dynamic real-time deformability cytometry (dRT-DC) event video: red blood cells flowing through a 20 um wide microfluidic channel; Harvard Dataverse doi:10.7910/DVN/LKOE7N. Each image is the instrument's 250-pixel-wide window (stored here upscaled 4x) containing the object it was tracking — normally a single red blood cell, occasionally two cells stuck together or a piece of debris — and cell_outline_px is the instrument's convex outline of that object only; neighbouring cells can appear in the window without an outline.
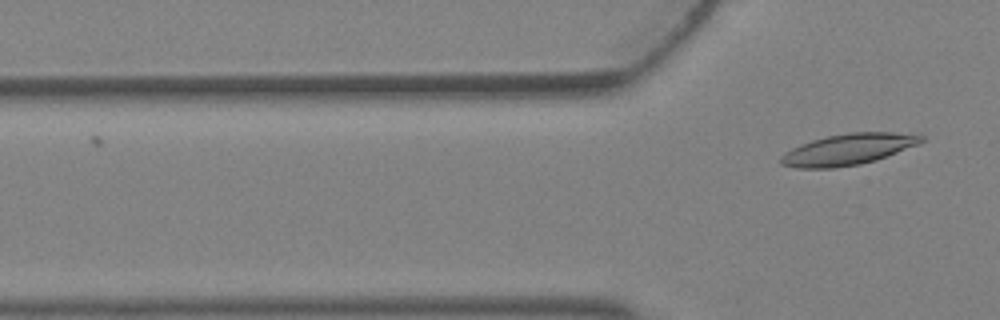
{"species": "Egyptian fruit bat (a non-hibernating species)", "species_latin": "Rousettus aegyptiacus", "temperature_condition": "warm", "stored_images_in_passage": 3, "camera_frame_rate_fps": 3000, "um_per_image_px": 0.085, "animal": {"sex": "female"}, "frame": {"image": 1, "passage_image": 3, "time_ms": 0.667, "image_size_px": [1000, 320], "cell_outline_px": [[924, 140], [916, 144], [876, 160], [860, 164], [832, 168], [796, 168], [780, 164], [780, 156], [784, 152], [800, 144], [812, 140], [828, 136], [848, 132], [916, 132], [924, 136]], "centroid_in_image_um": [72.09, 12.68], "position_along_channel_um": 53.7, "area_um2": 25.55}}